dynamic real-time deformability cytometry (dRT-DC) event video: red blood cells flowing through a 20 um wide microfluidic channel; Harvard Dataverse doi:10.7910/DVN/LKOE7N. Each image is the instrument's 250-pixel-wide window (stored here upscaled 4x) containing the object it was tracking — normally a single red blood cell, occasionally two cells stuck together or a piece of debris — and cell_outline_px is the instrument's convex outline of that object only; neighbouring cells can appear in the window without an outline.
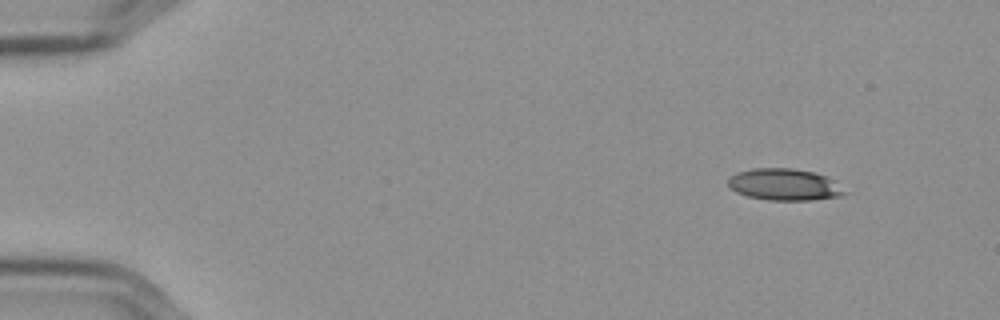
{"species": "Egyptian fruit bat (a non-hibernating species)", "species_latin": "Rousettus aegyptiacus", "temperature_condition": "cold", "stored_images_in_passage": 52, "camera_frame_rate_fps": 3000, "um_per_image_px": 0.085, "frame": {"image": 1, "passage_image": 1, "time_ms": 0.0, "image_size_px": [1000, 320], "cell_outline_px": [[848, 192], [844, 196], [812, 200], [768, 200], [748, 196], [736, 192], [728, 188], [728, 180], [736, 172], [752, 168], [792, 168], [812, 172], [824, 176], [832, 180]], "centroid_in_image_um": [66.66, 15.69], "position_along_channel_um": 18.3, "area_um2": 21.56}}
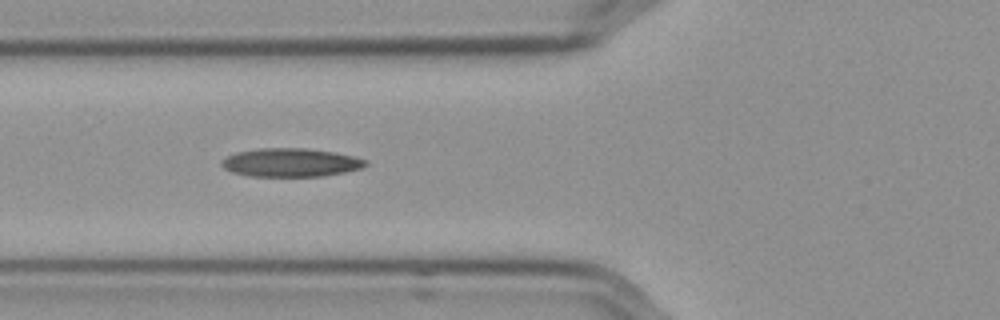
{"frame": {"image": 2, "passage_image": 17, "time_ms": 5.333, "image_size_px": [1000, 320], "cell_outline_px": [[368, 164], [364, 168], [324, 176], [248, 176], [232, 172], [224, 168], [220, 164], [220, 160], [236, 152], [260, 148], [308, 148], [336, 152], [368, 160]], "centroid_in_image_um": [24.72, 13.81], "position_along_channel_um": 101.1, "area_um2": 24.1}}
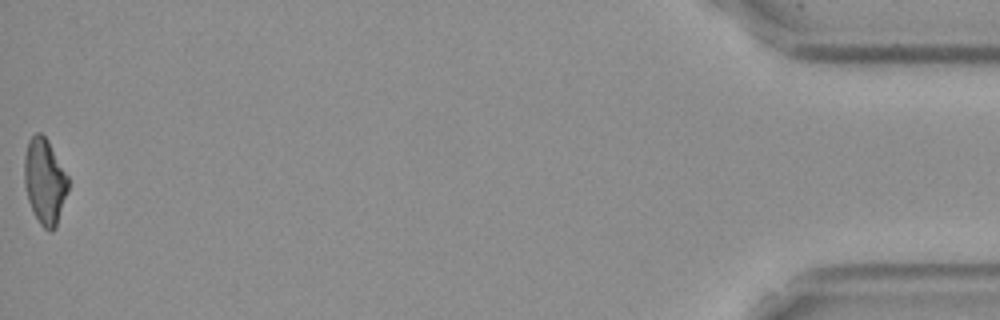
{"frame": {"image": 3, "passage_image": 52, "time_ms": 17.0, "image_size_px": [1000, 320], "cell_outline_px": [[68, 188], [56, 228], [52, 232], [48, 232], [40, 224], [28, 200], [24, 184], [24, 156], [28, 140], [36, 132], [40, 132], [48, 140], [68, 176]], "centroid_in_image_um": [3.79, 15.41], "position_along_channel_um": 431.4, "area_um2": 21.85}, "authors_computed_cell_mechanics": {"area_um2": 22.9466, "velocity_mm_per_s": 3.6075, "shape_relaxation_time_tau1_ms": null, "shape_relaxation_time_tau2_ms": 4.6783, "deformation_change_tau1": null, "deformation_change_tau2": 0.152}}